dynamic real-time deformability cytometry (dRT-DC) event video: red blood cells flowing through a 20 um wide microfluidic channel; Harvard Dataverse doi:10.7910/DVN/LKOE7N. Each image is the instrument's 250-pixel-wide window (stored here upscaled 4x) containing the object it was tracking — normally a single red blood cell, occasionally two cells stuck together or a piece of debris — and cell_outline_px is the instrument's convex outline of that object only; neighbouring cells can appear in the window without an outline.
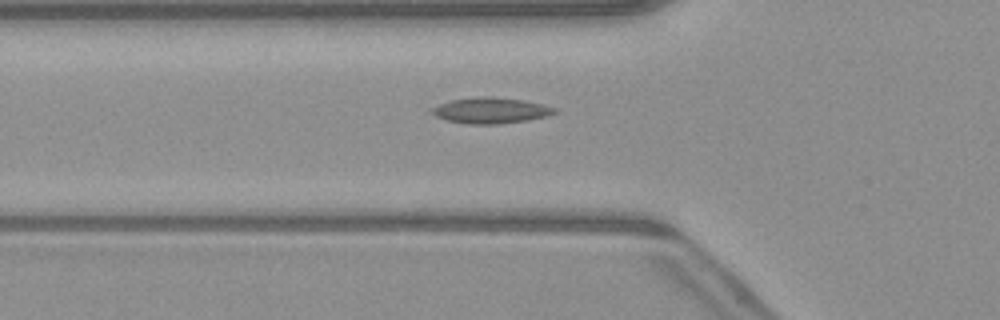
{"species": "common noctule bat (a hibernating species)", "species_latin": "Nyctalus noctula", "temperature_condition": "warm", "stored_images_in_passage": 36, "camera_frame_rate_fps": 3000, "um_per_image_px": 0.085, "animal": {"sex": "male", "body_mass_g": 23.1, "forearm_length_mm": 52.7}, "frame": {"image": 1, "passage_image": 4, "time_ms": 1.0, "image_size_px": [1000, 320], "cell_outline_px": [[556, 112], [548, 116], [528, 120], [500, 124], [468, 124], [448, 120], [436, 116], [432, 112], [432, 108], [440, 104], [452, 100], [476, 96], [488, 96], [524, 100], [556, 108]], "centroid_in_image_um": [41.73, 9.39], "position_along_channel_um": 84.1, "area_um2": 18.32}}
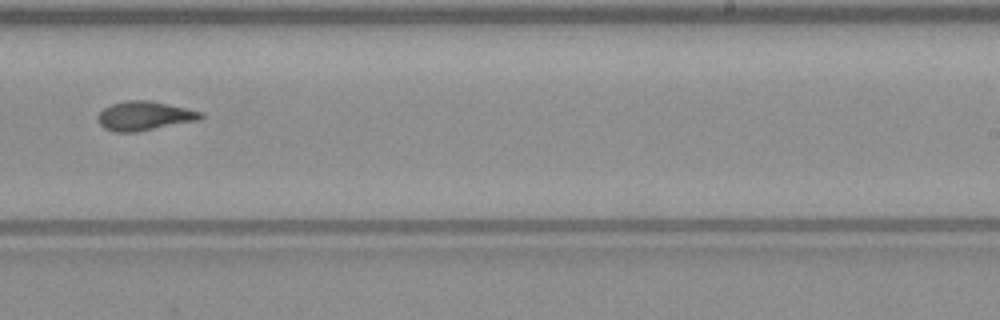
{"frame": {"image": 2, "passage_image": 18, "time_ms": 5.667, "image_size_px": [1000, 320], "cell_outline_px": [[204, 116], [200, 120], [136, 132], [116, 132], [104, 128], [100, 124], [100, 112], [104, 108], [112, 104], [124, 100], [148, 100], [168, 104], [204, 112]], "centroid_in_image_um": [12.32, 9.85], "position_along_channel_um": 276.7, "area_um2": 17.34}}
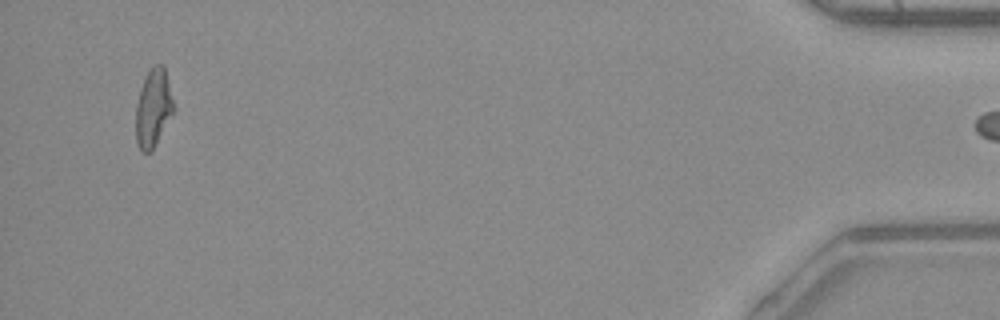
{"frame": {"image": 3, "passage_image": 35, "time_ms": 11.333, "image_size_px": [1000, 320], "cell_outline_px": [[176, 108], [152, 148], [148, 152], [140, 152], [136, 144], [136, 104], [140, 88], [148, 72], [156, 64], [164, 64]], "centroid_in_image_um": [13.03, 9.15], "position_along_channel_um": 422.2, "area_um2": 17.11}}